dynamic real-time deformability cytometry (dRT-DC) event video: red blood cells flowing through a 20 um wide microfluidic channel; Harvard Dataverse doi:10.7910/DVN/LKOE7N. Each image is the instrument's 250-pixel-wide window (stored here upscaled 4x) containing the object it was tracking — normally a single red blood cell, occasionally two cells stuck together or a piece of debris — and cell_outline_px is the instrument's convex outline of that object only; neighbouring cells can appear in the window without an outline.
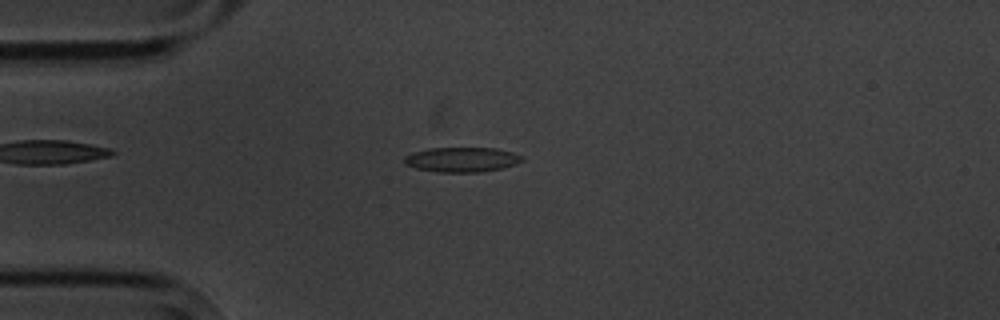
{"species": "common noctule bat (a hibernating species)", "species_latin": "Nyctalus noctula", "temperature_condition": "cold", "stored_images_in_passage": 6, "camera_frame_rate_fps": 3000, "um_per_image_px": 0.085, "animal": {"sex": "male", "body_mass_g": 20.1, "forearm_length_mm": 53.5}, "frame": {"image": 1, "passage_image": 4, "time_ms": 3.667, "image_size_px": [1000, 320], "cell_outline_px": [[524, 160], [516, 164], [500, 168], [480, 172], [436, 172], [416, 168], [404, 164], [404, 156], [428, 148], [496, 148], [512, 152], [524, 156]], "centroid_in_image_um": [39.27, 13.56], "position_along_channel_um": 45.7, "area_um2": 16.99}}
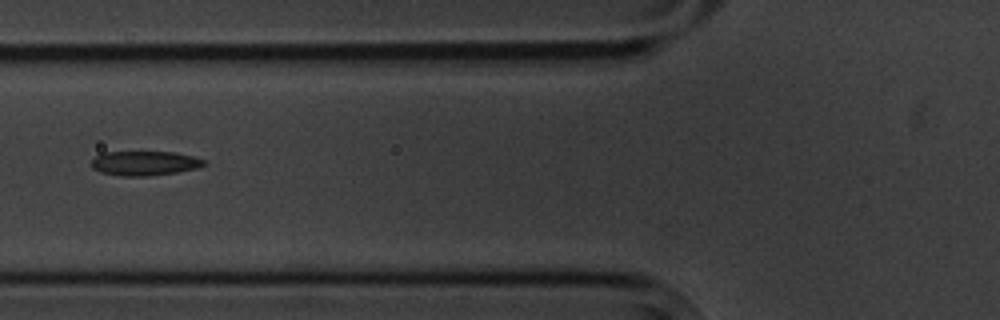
{"frame": {"image": 2, "passage_image": 6, "time_ms": 6.0, "image_size_px": [1000, 320], "cell_outline_px": [[208, 164], [200, 168], [176, 172], [148, 176], [120, 176], [100, 172], [92, 168], [92, 160], [100, 152], [176, 152], [192, 156], [204, 160]], "centroid_in_image_um": [12.3, 13.87], "position_along_channel_um": 113.5, "area_um2": 16.18}}